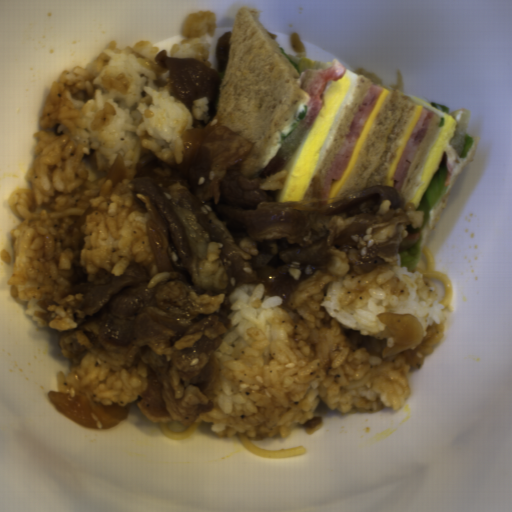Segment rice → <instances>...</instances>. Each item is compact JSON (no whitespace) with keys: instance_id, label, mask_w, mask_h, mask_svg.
Segmentation results:
<instances>
[{"instance_id":"obj_3","label":"rice","mask_w":512,"mask_h":512,"mask_svg":"<svg viewBox=\"0 0 512 512\" xmlns=\"http://www.w3.org/2000/svg\"><path fill=\"white\" fill-rule=\"evenodd\" d=\"M80 384L87 387L94 401L104 405L127 406L147 392L148 365L142 360L131 369L111 370L95 353H85L76 369Z\"/></svg>"},{"instance_id":"obj_4","label":"rice","mask_w":512,"mask_h":512,"mask_svg":"<svg viewBox=\"0 0 512 512\" xmlns=\"http://www.w3.org/2000/svg\"><path fill=\"white\" fill-rule=\"evenodd\" d=\"M217 14L212 10H200L186 16L181 35L183 40L170 47V57L196 58L212 68L209 61L210 47L214 39Z\"/></svg>"},{"instance_id":"obj_2","label":"rice","mask_w":512,"mask_h":512,"mask_svg":"<svg viewBox=\"0 0 512 512\" xmlns=\"http://www.w3.org/2000/svg\"><path fill=\"white\" fill-rule=\"evenodd\" d=\"M364 274L335 277L320 270L308 276L286 303L269 296L265 284L243 283L228 295L231 328L210 349L218 378L203 392L213 410L195 423L212 422L210 431L230 438L288 437L292 425L315 417L320 401L332 411L397 410L412 390L406 356L382 359L393 337L369 332L387 326L380 312L414 315L428 326L445 323L444 304L428 298L424 276L404 267L401 256Z\"/></svg>"},{"instance_id":"obj_1","label":"rice","mask_w":512,"mask_h":512,"mask_svg":"<svg viewBox=\"0 0 512 512\" xmlns=\"http://www.w3.org/2000/svg\"><path fill=\"white\" fill-rule=\"evenodd\" d=\"M110 40L95 60L97 75L81 68L61 71L47 97L37 144L25 178L31 188L8 196L23 220L11 229L13 267L7 284L13 299L27 300L26 314L39 328L48 322L40 299L61 296L74 272L73 248H62L61 221L73 224L91 206L80 228L86 234L79 264L91 282L103 269L114 276L130 264L154 277L157 265L148 239L149 211L137 203L130 182L140 156L151 152L168 164L181 163L186 129L211 118L206 96L189 109L168 89V69L155 59L148 40L117 48Z\"/></svg>"}]
</instances>
